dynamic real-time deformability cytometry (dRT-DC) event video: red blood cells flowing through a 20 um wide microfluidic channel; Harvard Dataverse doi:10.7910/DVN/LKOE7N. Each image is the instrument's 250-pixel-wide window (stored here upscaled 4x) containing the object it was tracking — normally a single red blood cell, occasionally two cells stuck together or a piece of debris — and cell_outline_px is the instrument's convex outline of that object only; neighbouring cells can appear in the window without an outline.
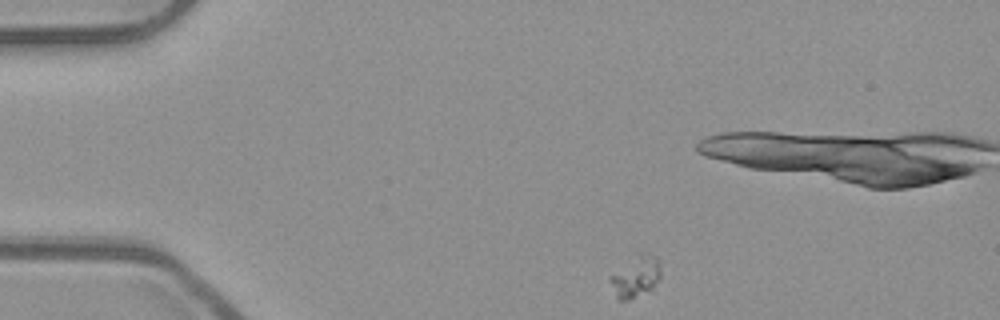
{"species": "common noctule bat (a hibernating species)", "species_latin": "Nyctalus noctula", "temperature_condition": "room temperature", "stored_images_in_passage": 46, "camera_frame_rate_fps": 3000, "um_per_image_px": 0.085, "animal": {"sex": "male", "body_mass_g": 23.1, "forearm_length_mm": 52.7}, "frame": {"image": 1, "passage_image": 1, "time_ms": 0.0, "image_size_px": [1000, 320], "cell_outline_px": [[660, 276], [652, 288], [628, 300], [616, 300], [608, 280], [636, 252], [644, 252], [656, 256], [660, 264]], "centroid_in_image_um": [54.02, 23.49], "position_along_channel_um": 31.0, "area_um2": 12.14}}
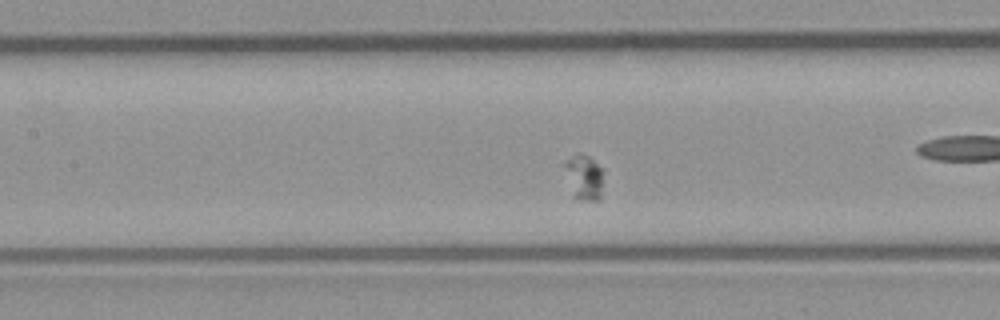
{"frame": {"image": 2, "passage_image": 16, "time_ms": 5.0, "image_size_px": [1000, 320], "cell_outline_px": [[604, 172], [600, 196], [596, 200], [576, 200], [572, 196], [564, 164], [576, 152], [580, 152], [588, 156], [604, 168]], "centroid_in_image_um": [49.67, 15.05], "position_along_channel_um": 157.7, "area_um2": 10.35}}
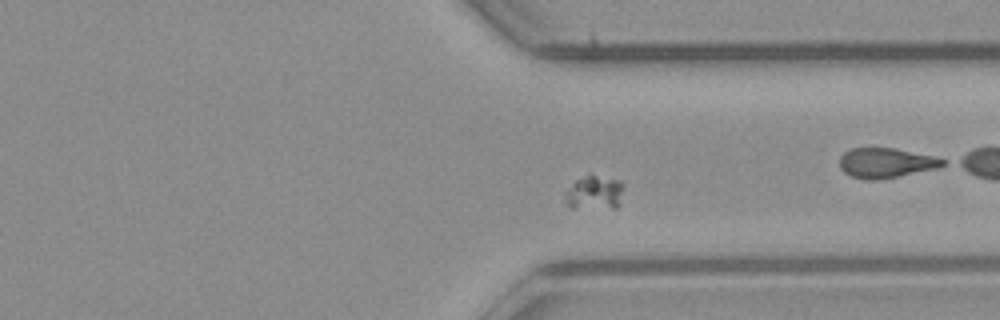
{"frame": {"image": 3, "passage_image": 32, "time_ms": 10.333, "image_size_px": [1000, 320], "cell_outline_px": [[624, 188], [620, 204], [616, 208], [572, 208], [564, 200], [564, 192], [576, 180], [588, 176], [596, 176], [620, 180], [624, 184]], "centroid_in_image_um": [50.55, 16.41], "position_along_channel_um": 360.9, "area_um2": 11.68}}